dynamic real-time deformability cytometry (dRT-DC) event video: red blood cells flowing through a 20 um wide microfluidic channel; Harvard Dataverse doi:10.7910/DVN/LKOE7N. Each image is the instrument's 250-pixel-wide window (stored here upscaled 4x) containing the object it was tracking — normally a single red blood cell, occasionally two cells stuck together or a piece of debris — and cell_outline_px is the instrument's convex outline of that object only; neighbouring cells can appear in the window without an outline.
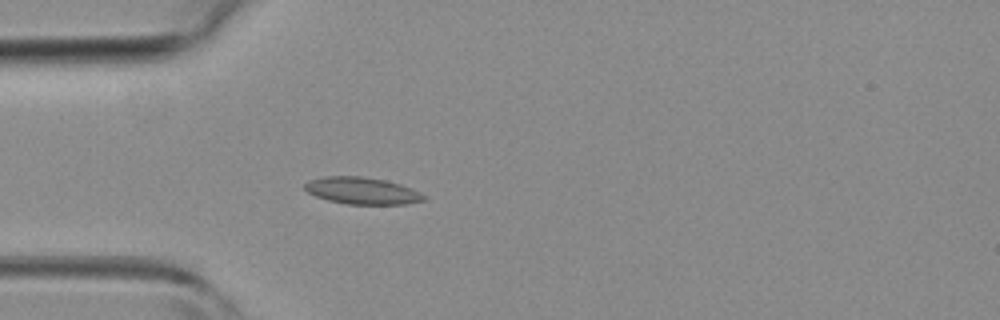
{"species": "common noctule bat (a hibernating species)", "species_latin": "Nyctalus noctula", "temperature_condition": "room temperature", "stored_images_in_passage": 3, "camera_frame_rate_fps": 3000, "um_per_image_px": 0.085, "animal": {"sex": "female", "body_mass_g": 19.3, "forearm_length_mm": 54.1}, "frame": {"image": 1, "passage_image": 3, "time_ms": 2.333, "image_size_px": [1000, 320], "cell_outline_px": [[428, 200], [404, 204], [344, 204], [328, 200], [316, 196], [308, 192], [304, 188], [304, 184], [308, 180], [324, 176], [364, 176], [384, 180], [400, 184], [412, 188], [428, 196]], "centroid_in_image_um": [30.81, 16.21], "position_along_channel_um": 54.2, "area_um2": 18.9}}